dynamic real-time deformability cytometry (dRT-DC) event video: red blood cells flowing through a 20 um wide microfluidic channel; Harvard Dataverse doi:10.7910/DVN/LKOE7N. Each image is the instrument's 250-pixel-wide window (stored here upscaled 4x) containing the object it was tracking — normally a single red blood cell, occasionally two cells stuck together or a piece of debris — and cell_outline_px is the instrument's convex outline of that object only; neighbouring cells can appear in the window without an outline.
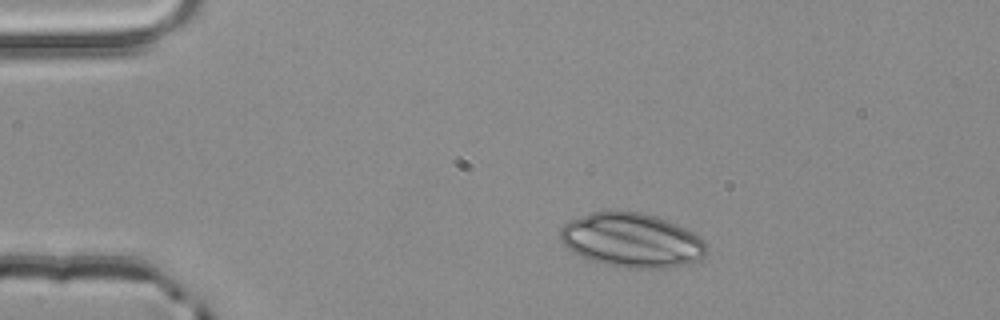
{"species": "common noctule bat (a hibernating species)", "species_latin": "Nyctalus noctula", "temperature_condition": "room temperature", "stored_images_in_passage": 2, "camera_frame_rate_fps": 3000, "um_per_image_px": 0.085, "animal": {"sex": "male", "body_mass_g": 20.4}, "frame": {"image": 1, "passage_image": 1, "time_ms": 0.0, "image_size_px": [1000, 320], "cell_outline_px": [[708, 248], [704, 256], [700, 260], [688, 264], [668, 268], [628, 268], [604, 264], [580, 256], [572, 252], [560, 240], [560, 228], [568, 220], [592, 212], [640, 212], [656, 216], [668, 220], [700, 236], [704, 240]], "centroid_in_image_um": [53.72, 20.43], "position_along_channel_um": 31.3, "area_um2": 46.36}}